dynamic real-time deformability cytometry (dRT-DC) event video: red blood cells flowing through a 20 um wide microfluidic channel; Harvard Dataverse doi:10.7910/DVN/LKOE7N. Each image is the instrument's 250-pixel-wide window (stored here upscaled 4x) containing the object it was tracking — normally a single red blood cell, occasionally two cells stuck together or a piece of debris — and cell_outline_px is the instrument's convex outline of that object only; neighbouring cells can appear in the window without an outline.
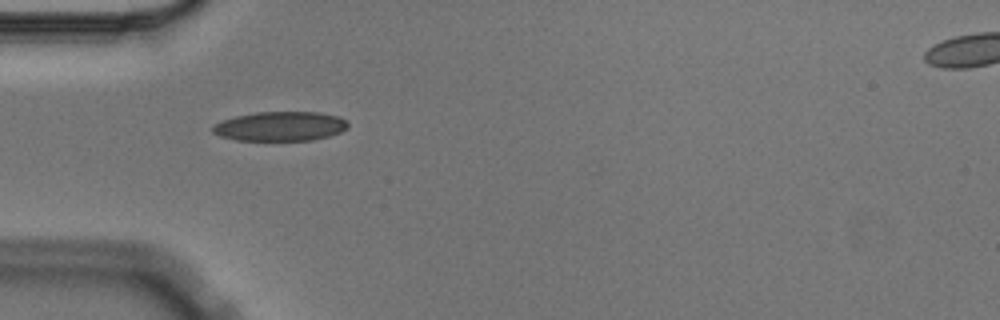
{"species": "Egyptian fruit bat (a non-hibernating species)", "species_latin": "Rousettus aegyptiacus", "temperature_condition": "cold", "stored_images_in_passage": 10, "camera_frame_rate_fps": 3000, "um_per_image_px": 0.085, "animal": {"sex": "male"}, "frame": {"image": 1, "passage_image": 1, "time_ms": 0.0, "image_size_px": [1000, 320], "cell_outline_px": [[348, 128], [340, 132], [328, 136], [312, 140], [236, 140], [220, 136], [212, 132], [212, 124], [220, 120], [236, 116], [256, 112], [320, 112], [340, 116], [348, 120]], "centroid_in_image_um": [23.82, 10.72], "position_along_channel_um": 61.2, "area_um2": 23.41}}
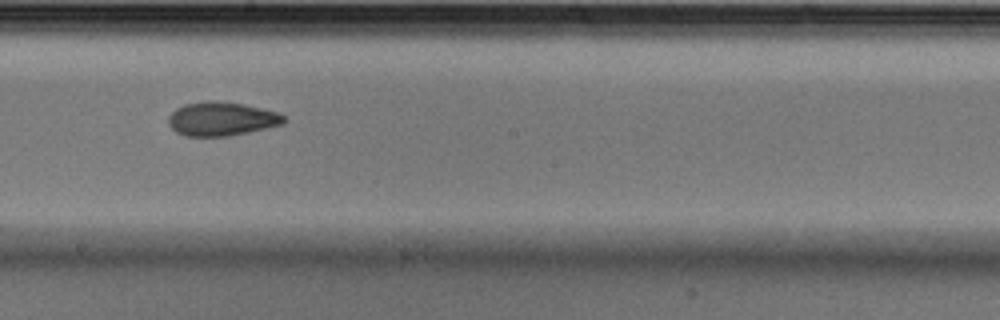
{"frame": {"image": 2, "passage_image": 5, "time_ms": 1.333, "image_size_px": [1000, 320], "cell_outline_px": [[288, 120], [284, 124], [232, 136], [184, 136], [176, 132], [168, 124], [168, 116], [176, 108], [184, 104], [212, 100], [244, 104], [280, 112]], "centroid_in_image_um": [18.86, 10.11], "position_along_channel_um": 229.3, "area_um2": 23.06}}
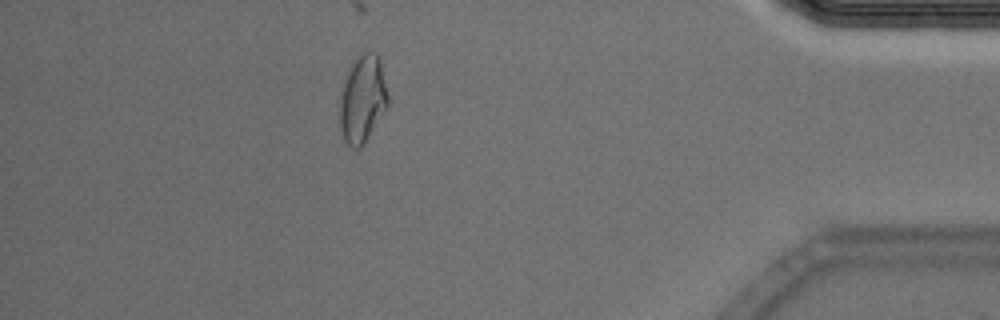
{"frame": {"image": 3, "passage_image": 10, "time_ms": 3.0, "image_size_px": [1000, 320], "cell_outline_px": [[388, 108], [364, 144], [360, 148], [352, 148], [344, 140], [340, 128], [340, 100], [348, 68], [352, 60], [356, 56], [368, 48], [376, 52], [380, 56], [388, 96]], "centroid_in_image_um": [30.84, 8.37], "position_along_channel_um": 404.4, "area_um2": 25.09}}